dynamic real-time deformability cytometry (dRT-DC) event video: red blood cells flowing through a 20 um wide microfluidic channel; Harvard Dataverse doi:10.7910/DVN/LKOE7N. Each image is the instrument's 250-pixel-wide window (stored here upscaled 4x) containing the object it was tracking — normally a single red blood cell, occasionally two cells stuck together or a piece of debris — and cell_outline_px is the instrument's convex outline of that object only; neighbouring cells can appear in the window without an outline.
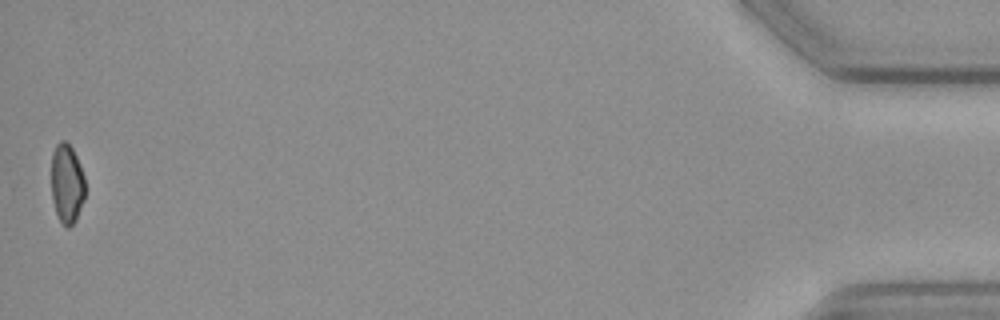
{"species": "common noctule bat (a hibernating species)", "species_latin": "Nyctalus noctula", "temperature_condition": "cold", "stored_images_in_passage": 44, "camera_frame_rate_fps": 3000, "um_per_image_px": 0.085, "animal": {"sex": "female", "body_mass_g": 19.3, "forearm_length_mm": 54.1}, "frame": {"image": 1, "passage_image": 44, "time_ms": 14.333, "image_size_px": [1000, 320], "cell_outline_px": [[84, 200], [76, 220], [68, 228], [60, 220], [56, 212], [52, 200], [52, 152], [56, 144], [60, 140], [64, 140], [72, 148], [80, 164], [84, 176]], "centroid_in_image_um": [5.69, 15.59], "position_along_channel_um": 429.5, "area_um2": 15.55}}